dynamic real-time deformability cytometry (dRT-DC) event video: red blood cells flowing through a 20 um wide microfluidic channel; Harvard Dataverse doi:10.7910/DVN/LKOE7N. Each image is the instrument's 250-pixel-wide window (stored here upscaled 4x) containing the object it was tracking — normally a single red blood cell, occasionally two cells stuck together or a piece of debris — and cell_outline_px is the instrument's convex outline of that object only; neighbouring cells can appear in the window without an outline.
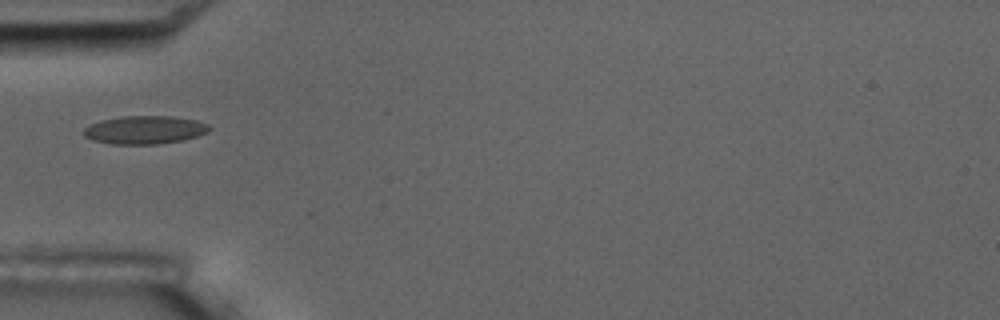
{"species": "common noctule bat (a hibernating species)", "species_latin": "Nyctalus noctula", "temperature_condition": "room temperature", "stored_images_in_passage": 1, "camera_frame_rate_fps": 3000, "um_per_image_px": 0.085, "animal": {"sex": "male", "body_mass_g": 17.5, "forearm_length_mm": 52.3}, "frame": {"image": 1, "passage_image": 1, "time_ms": 0.0, "image_size_px": [1000, 320], "cell_outline_px": [[212, 128], [208, 132], [184, 140], [156, 144], [112, 144], [92, 140], [84, 136], [84, 128], [100, 120], [120, 116], [172, 116], [196, 120], [208, 124]], "centroid_in_image_um": [12.31, 11.04], "position_along_channel_um": 72.7, "area_um2": 20.69}}